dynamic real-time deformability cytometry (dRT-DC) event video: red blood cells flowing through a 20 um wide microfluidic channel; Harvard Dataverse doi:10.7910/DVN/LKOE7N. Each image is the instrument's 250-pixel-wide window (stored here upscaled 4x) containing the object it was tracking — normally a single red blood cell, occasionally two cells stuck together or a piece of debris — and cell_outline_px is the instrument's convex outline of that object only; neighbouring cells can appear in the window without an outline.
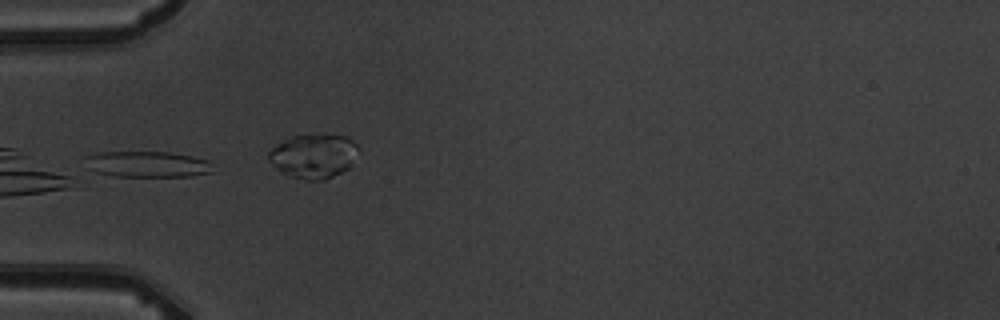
{"species": "common noctule bat (a hibernating species)", "species_latin": "Nyctalus noctula", "temperature_condition": "warm", "stored_images_in_passage": 8, "camera_frame_rate_fps": 3000, "um_per_image_px": 0.085, "animal": {"sex": "male", "body_mass_g": 19.5, "forearm_length_mm": 54.6}, "frame": {"image": 1, "passage_image": 6, "time_ms": 5.667, "image_size_px": [1000, 320], "cell_outline_px": [[216, 172], [192, 176], [112, 176], [96, 172], [88, 168], [84, 156], [100, 152], [168, 152], [192, 156], [208, 160]], "centroid_in_image_um": [12.55, 13.96], "position_along_channel_um": 72.5, "area_um2": 19.48}}